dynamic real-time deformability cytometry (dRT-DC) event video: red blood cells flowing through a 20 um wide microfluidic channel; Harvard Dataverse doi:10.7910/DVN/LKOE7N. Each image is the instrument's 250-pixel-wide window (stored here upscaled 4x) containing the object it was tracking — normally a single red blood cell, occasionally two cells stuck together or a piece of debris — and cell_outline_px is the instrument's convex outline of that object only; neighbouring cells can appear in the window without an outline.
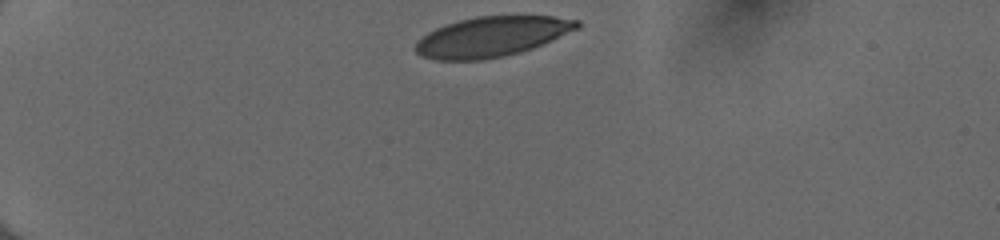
{"species": "human", "species_latin": "Homo sapiens", "temperature_condition": "cold", "stored_images_in_passage": 34, "camera_frame_rate_fps": 3000, "um_per_image_px": 0.085, "donor": {"sex": "female"}, "frame": {"image": 1, "passage_image": 1, "time_ms": 0.0, "image_size_px": [1000, 240], "cell_outline_px": [[580, 28], [544, 44], [520, 52], [504, 56], [484, 60], [436, 60], [420, 56], [416, 52], [416, 40], [428, 32], [436, 28], [460, 20], [476, 16], [552, 16], [580, 20]], "centroid_in_image_um": [41.82, 3.12], "position_along_channel_um": 43.2, "area_um2": 37.86}}
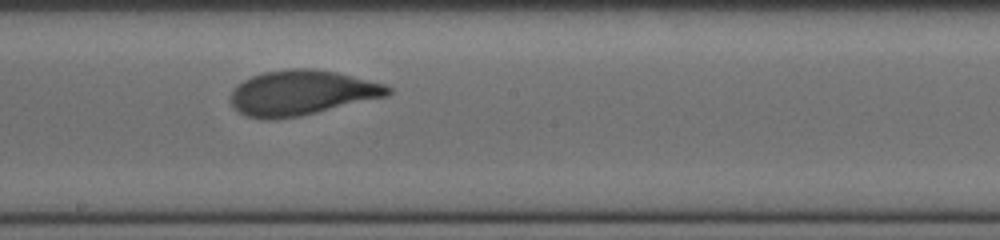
{"frame": {"image": 2, "passage_image": 19, "time_ms": 6.0, "image_size_px": [1000, 240], "cell_outline_px": [[392, 92], [388, 96], [300, 116], [268, 120], [248, 116], [240, 112], [232, 104], [232, 92], [236, 84], [252, 76], [264, 72], [292, 68], [312, 68], [336, 72], [384, 84], [392, 88]], "centroid_in_image_um": [25.66, 7.88], "position_along_channel_um": 222.5, "area_um2": 40.92}}
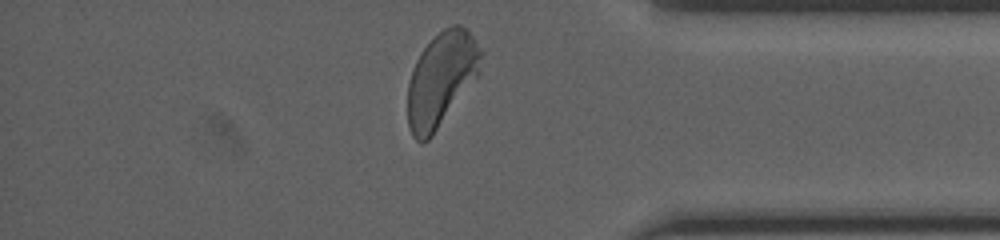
{"frame": {"image": 3, "passage_image": 33, "time_ms": 10.667, "image_size_px": [1000, 240], "cell_outline_px": [[484, 52], [480, 72], [432, 136], [428, 140], [416, 140], [412, 136], [408, 124], [408, 84], [412, 68], [420, 52], [444, 28], [452, 24], [460, 24], [472, 36]], "centroid_in_image_um": [37.51, 6.71], "position_along_channel_um": 397.7, "area_um2": 39.82}, "authors_computed_cell_mechanics": {"area_um2": 40.46, "velocity_mm_per_s": 4.0081, "shape_relaxation_time_tau1_ms": 2.7922, "shape_relaxation_time_tau2_ms": null, "deformation_change_tau1": 0.1589, "deformation_change_tau2": null}}